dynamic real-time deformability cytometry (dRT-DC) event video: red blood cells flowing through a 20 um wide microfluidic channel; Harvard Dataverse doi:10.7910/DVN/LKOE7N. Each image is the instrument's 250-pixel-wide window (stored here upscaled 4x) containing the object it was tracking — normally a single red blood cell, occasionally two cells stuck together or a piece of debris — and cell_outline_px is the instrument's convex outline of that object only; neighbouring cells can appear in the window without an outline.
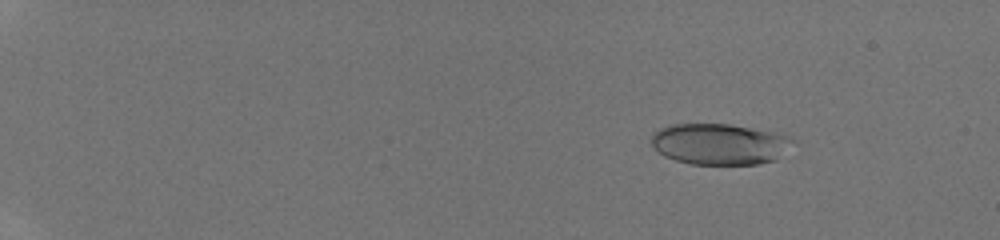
{"species": "human", "species_latin": "Homo sapiens", "temperature_condition": "room temperature", "stored_images_in_passage": 47, "camera_frame_rate_fps": 3000, "um_per_image_px": 0.085, "donor": {"sex": "male"}, "frame": {"image": 1, "passage_image": 8, "time_ms": 2.333, "image_size_px": [1000, 240], "cell_outline_px": [[800, 140], [776, 160], [760, 164], [692, 164], [676, 160], [664, 156], [652, 144], [652, 136], [660, 128], [672, 124], [732, 124], [776, 132], [792, 136]], "centroid_in_image_um": [61.29, 12.24], "position_along_channel_um": 23.7, "area_um2": 34.28}}
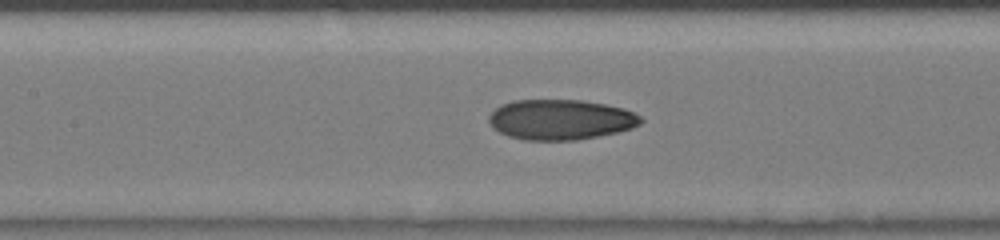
{"frame": {"image": 2, "passage_image": 26, "time_ms": 8.333, "image_size_px": [1000, 240], "cell_outline_px": [[644, 120], [640, 124], [632, 128], [616, 132], [576, 140], [524, 140], [508, 136], [492, 128], [488, 120], [488, 116], [500, 104], [512, 100], [580, 100], [604, 104], [624, 108], [640, 116]], "centroid_in_image_um": [47.61, 10.16], "position_along_channel_um": 159.8, "area_um2": 35.66}}
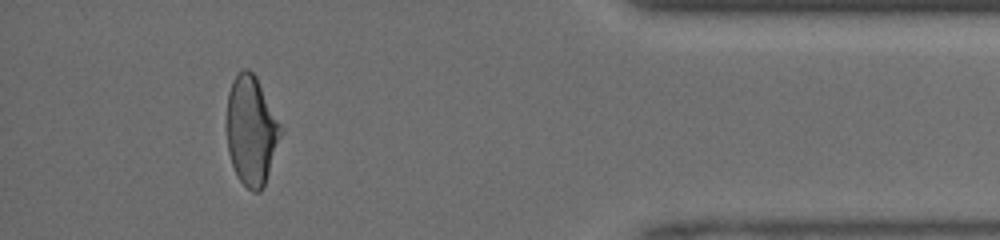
{"frame": {"image": 3, "passage_image": 44, "time_ms": 14.333, "image_size_px": [1000, 240], "cell_outline_px": [[284, 132], [264, 184], [260, 192], [252, 192], [236, 176], [228, 152], [228, 92], [232, 80], [244, 68], [248, 68], [256, 76], [284, 128]], "centroid_in_image_um": [21.4, 11.09], "position_along_channel_um": 413.8, "area_um2": 34.45}}